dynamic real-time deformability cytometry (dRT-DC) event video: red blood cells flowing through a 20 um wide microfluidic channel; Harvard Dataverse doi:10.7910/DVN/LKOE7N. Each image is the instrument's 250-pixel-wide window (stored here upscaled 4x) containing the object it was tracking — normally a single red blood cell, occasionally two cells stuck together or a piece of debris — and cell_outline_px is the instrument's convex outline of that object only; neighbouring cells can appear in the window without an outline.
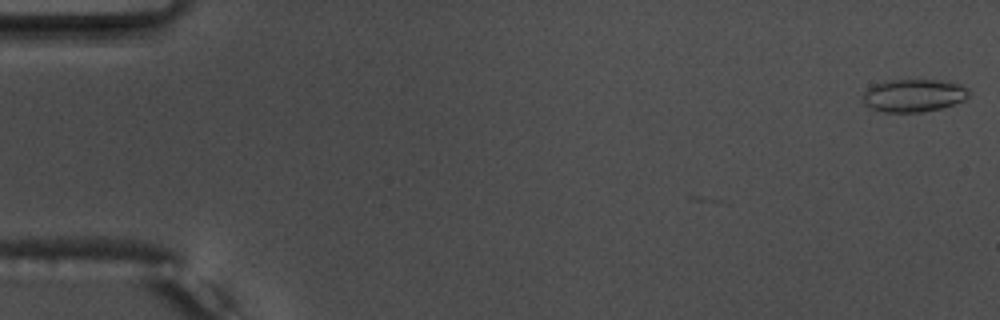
{"species": "common noctule bat (a hibernating species)", "species_latin": "Nyctalus noctula", "temperature_condition": "warm", "stored_images_in_passage": 10, "camera_frame_rate_fps": 3000, "um_per_image_px": 0.085, "animal": {"sex": "male", "body_mass_g": 17.5, "forearm_length_mm": 52.3}, "frame": {"image": 1, "passage_image": 1, "time_ms": 0.0, "image_size_px": [1000, 320], "cell_outline_px": [[968, 96], [964, 100], [940, 108], [920, 112], [884, 112], [872, 108], [864, 104], [864, 92], [872, 84], [884, 80], [948, 80], [960, 84], [968, 88]], "centroid_in_image_um": [77.66, 8.09], "position_along_channel_um": 7.3, "area_um2": 20.29}}